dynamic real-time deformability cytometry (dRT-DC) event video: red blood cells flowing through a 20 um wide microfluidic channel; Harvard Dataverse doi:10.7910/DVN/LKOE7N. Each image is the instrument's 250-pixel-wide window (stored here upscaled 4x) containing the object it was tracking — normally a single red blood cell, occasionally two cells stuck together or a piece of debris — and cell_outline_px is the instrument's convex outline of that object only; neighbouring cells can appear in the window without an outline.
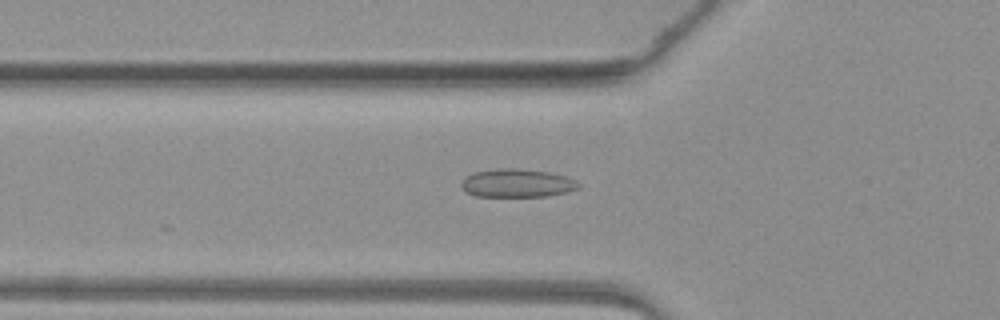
{"species": "common noctule bat (a hibernating species)", "species_latin": "Nyctalus noctula", "temperature_condition": "warm", "stored_images_in_passage": 48, "camera_frame_rate_fps": 3000, "um_per_image_px": 0.085, "animal": {"sex": "female", "body_mass_g": 19.3, "forearm_length_mm": 54.1}, "frame": {"image": 1, "passage_image": 17, "time_ms": 5.333, "image_size_px": [1000, 320], "cell_outline_px": [[580, 188], [568, 192], [548, 196], [476, 196], [468, 192], [460, 184], [464, 176], [472, 172], [504, 168], [520, 168], [548, 172], [568, 176], [576, 180], [580, 184]], "centroid_in_image_um": [43.99, 15.56], "position_along_channel_um": 81.8, "area_um2": 19.48}}
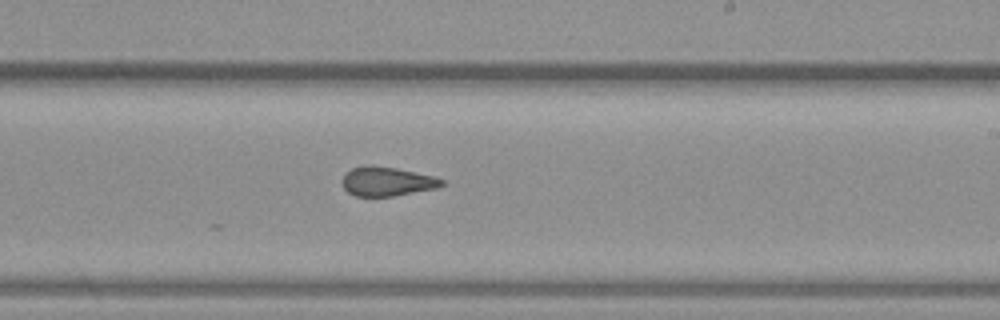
{"frame": {"image": 2, "passage_image": 29, "time_ms": 9.333, "image_size_px": [1000, 320], "cell_outline_px": [[444, 184], [436, 188], [392, 196], [356, 196], [348, 192], [344, 188], [340, 180], [344, 172], [352, 168], [368, 164], [372, 164], [396, 168], [436, 176], [444, 180]], "centroid_in_image_um": [32.85, 15.4], "position_along_channel_um": 256.2, "area_um2": 17.17}}
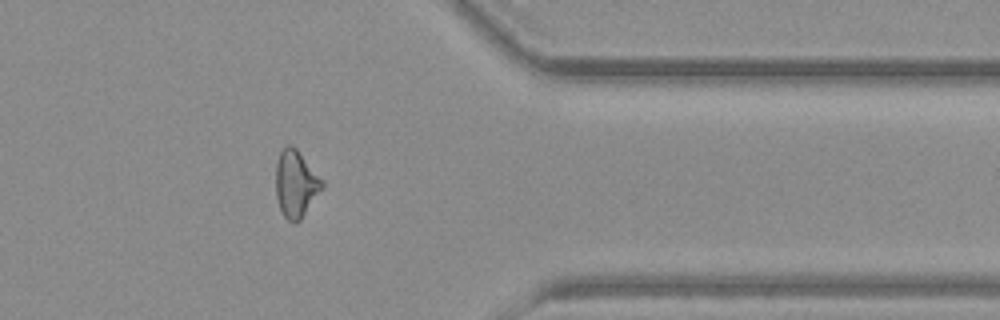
{"frame": {"image": 3, "passage_image": 39, "time_ms": 12.667, "image_size_px": [1000, 320], "cell_outline_px": [[324, 188], [300, 220], [296, 224], [292, 224], [284, 216], [280, 208], [276, 196], [276, 164], [280, 152], [288, 144], [292, 144], [296, 148], [324, 180]], "centroid_in_image_um": [25.17, 15.64], "position_along_channel_um": 386.2, "area_um2": 18.26}}